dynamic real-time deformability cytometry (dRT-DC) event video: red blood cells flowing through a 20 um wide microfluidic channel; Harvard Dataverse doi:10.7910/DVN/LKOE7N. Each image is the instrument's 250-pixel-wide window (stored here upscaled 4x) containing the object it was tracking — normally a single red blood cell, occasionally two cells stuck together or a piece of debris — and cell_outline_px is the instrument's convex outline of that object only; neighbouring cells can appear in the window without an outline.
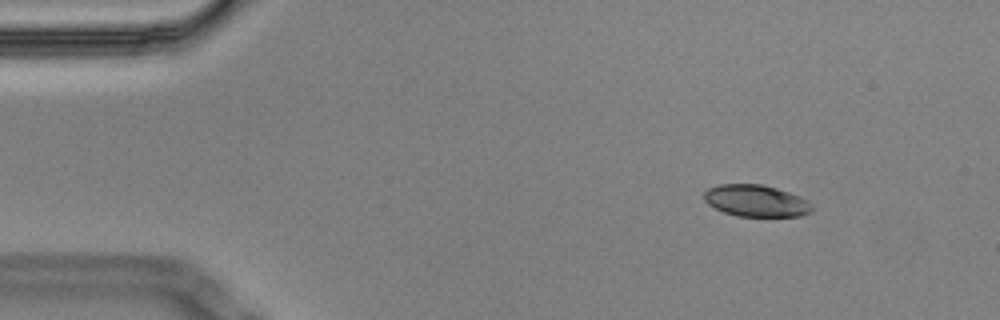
{"species": "Egyptian fruit bat (a non-hibernating species)", "species_latin": "Rousettus aegyptiacus", "temperature_condition": "cold", "stored_images_in_passage": 4, "camera_frame_rate_fps": 3000, "um_per_image_px": 0.085, "animal": {"sex": "male"}, "frame": {"image": 1, "passage_image": 1, "time_ms": 0.0, "image_size_px": [1000, 320], "cell_outline_px": [[812, 212], [800, 216], [736, 216], [724, 212], [708, 204], [704, 200], [704, 192], [708, 188], [720, 184], [760, 184], [776, 188], [800, 196], [808, 200], [812, 204]], "centroid_in_image_um": [64.27, 17.07], "position_along_channel_um": 20.7, "area_um2": 20.0}}
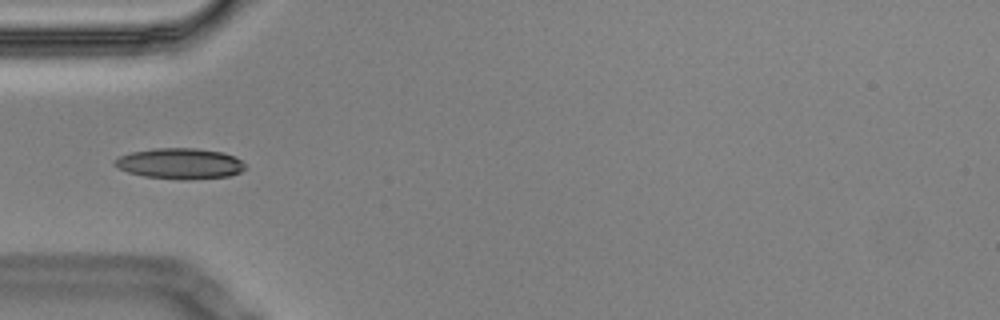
{"frame": {"image": 2, "passage_image": 4, "time_ms": 1.0, "image_size_px": [1000, 320], "cell_outline_px": [[244, 168], [240, 172], [228, 176], [184, 180], [180, 180], [144, 176], [128, 172], [112, 164], [112, 160], [120, 156], [132, 152], [156, 148], [196, 148], [224, 152], [240, 160], [244, 164]], "centroid_in_image_um": [15.27, 13.9], "position_along_channel_um": 69.7, "area_um2": 23.29}}